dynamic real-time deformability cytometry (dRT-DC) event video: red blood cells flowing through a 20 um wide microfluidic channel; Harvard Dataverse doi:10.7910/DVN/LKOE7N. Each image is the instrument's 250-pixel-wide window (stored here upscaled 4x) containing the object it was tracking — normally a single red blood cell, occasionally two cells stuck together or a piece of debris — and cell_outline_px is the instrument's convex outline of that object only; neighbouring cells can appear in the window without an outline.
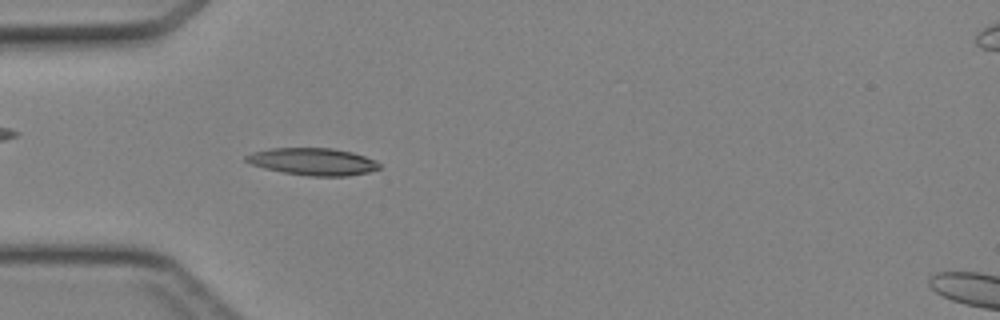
{"species": "Egyptian fruit bat (a non-hibernating species)", "species_latin": "Rousettus aegyptiacus", "temperature_condition": "cold", "stored_images_in_passage": 33, "camera_frame_rate_fps": 3000, "um_per_image_px": 0.085, "animal": {"sex": "female"}, "frame": {"image": 1, "passage_image": 2, "time_ms": 0.333, "image_size_px": [1000, 320], "cell_outline_px": [[380, 168], [368, 172], [348, 176], [308, 176], [284, 172], [264, 168], [252, 164], [244, 160], [244, 156], [252, 152], [272, 148], [332, 148], [352, 152], [376, 160], [380, 164]], "centroid_in_image_um": [26.6, 13.73], "position_along_channel_um": 58.4, "area_um2": 21.1}}
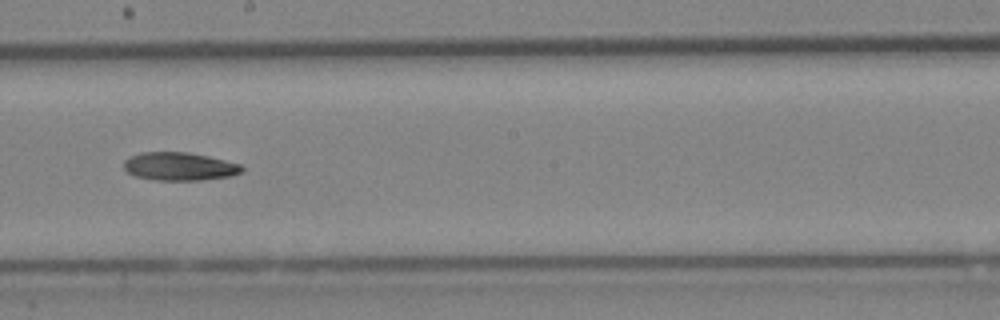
{"frame": {"image": 2, "passage_image": 14, "time_ms": 4.333, "image_size_px": [1000, 320], "cell_outline_px": [[244, 168], [240, 172], [232, 176], [200, 180], [156, 180], [136, 176], [128, 172], [124, 168], [124, 160], [140, 152], [188, 152], [208, 156], [240, 164]], "centroid_in_image_um": [15.25, 14.14], "position_along_channel_um": 232.9, "area_um2": 19.25}}
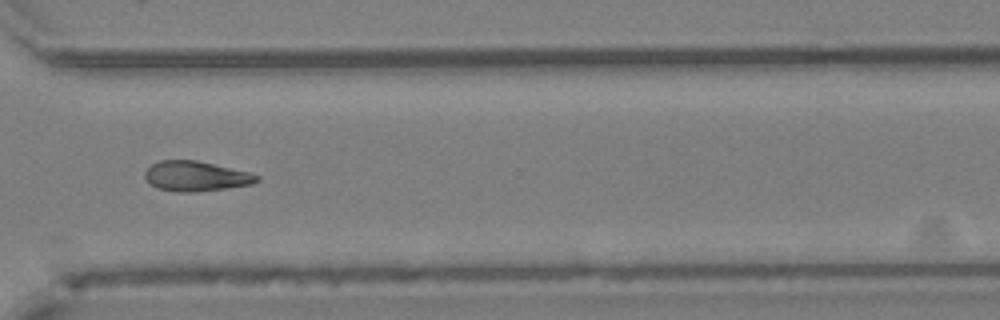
{"frame": {"image": 3, "passage_image": 22, "time_ms": 7.0, "image_size_px": [1000, 320], "cell_outline_px": [[260, 180], [252, 184], [228, 188], [192, 192], [176, 192], [156, 188], [144, 176], [144, 172], [152, 164], [160, 160], [196, 160], [248, 172], [260, 176]], "centroid_in_image_um": [16.65, 14.98], "position_along_channel_um": 354.0, "area_um2": 19.48}}